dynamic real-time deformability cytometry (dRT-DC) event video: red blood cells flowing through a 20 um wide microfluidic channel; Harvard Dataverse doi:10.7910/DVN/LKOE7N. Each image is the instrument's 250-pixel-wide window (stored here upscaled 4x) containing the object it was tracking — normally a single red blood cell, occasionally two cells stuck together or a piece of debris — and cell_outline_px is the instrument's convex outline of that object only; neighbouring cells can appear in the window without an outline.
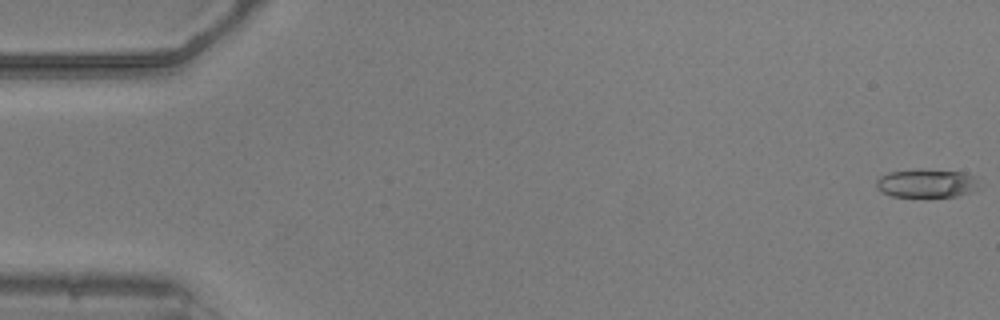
{"species": "common noctule bat (a hibernating species)", "species_latin": "Nyctalus noctula", "temperature_condition": "warm", "stored_images_in_passage": 18, "camera_frame_rate_fps": 3000, "um_per_image_px": 0.085, "animal": {"sex": "male", "body_mass_g": 20.5, "forearm_length_mm": 52.5}, "frame": {"image": 1, "passage_image": 1, "time_ms": 0.0, "image_size_px": [1000, 320], "cell_outline_px": [[980, 188], [972, 192], [956, 196], [892, 196], [876, 188], [876, 180], [880, 176], [888, 172], [920, 168], [964, 172], [972, 176]], "centroid_in_image_um": [78.74, 15.56], "position_along_channel_um": 6.3, "area_um2": 17.11}}
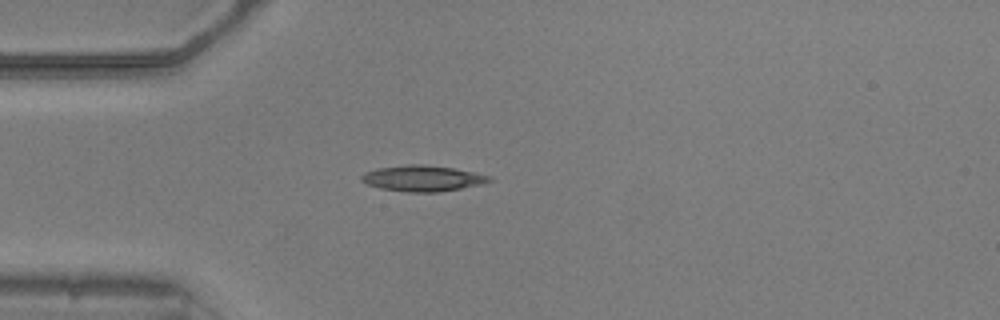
{"frame": {"image": 2, "passage_image": 15, "time_ms": 4.667, "image_size_px": [1000, 320], "cell_outline_px": [[492, 180], [484, 184], [440, 192], [408, 192], [380, 188], [368, 184], [360, 180], [360, 176], [364, 172], [376, 168], [408, 164], [424, 164], [456, 168], [492, 176]], "centroid_in_image_um": [35.94, 15.15], "position_along_channel_um": 49.1, "area_um2": 19.54}}